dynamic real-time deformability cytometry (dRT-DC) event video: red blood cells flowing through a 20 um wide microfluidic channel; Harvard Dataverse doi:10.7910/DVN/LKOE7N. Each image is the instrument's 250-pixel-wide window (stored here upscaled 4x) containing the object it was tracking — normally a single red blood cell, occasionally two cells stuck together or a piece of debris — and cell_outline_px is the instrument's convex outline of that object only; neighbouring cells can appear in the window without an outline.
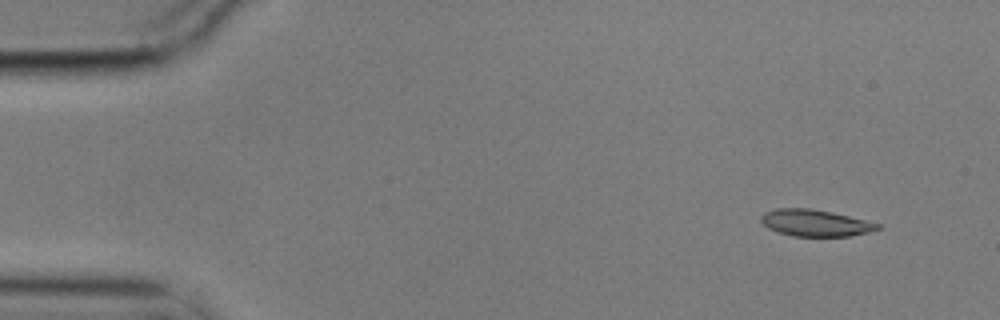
{"species": "common noctule bat (a hibernating species)", "species_latin": "Nyctalus noctula", "temperature_condition": "cold", "stored_images_in_passage": 4, "camera_frame_rate_fps": 3000, "um_per_image_px": 0.085, "animal": {"sex": "male", "body_mass_g": 17.9}, "frame": {"image": 1, "passage_image": 1, "time_ms": 0.0, "image_size_px": [1000, 320], "cell_outline_px": [[880, 228], [868, 232], [848, 236], [792, 236], [768, 228], [760, 220], [760, 216], [764, 212], [772, 208], [812, 208], [832, 212], [880, 224]], "centroid_in_image_um": [69.24, 18.93], "position_along_channel_um": 15.8, "area_um2": 18.03}}
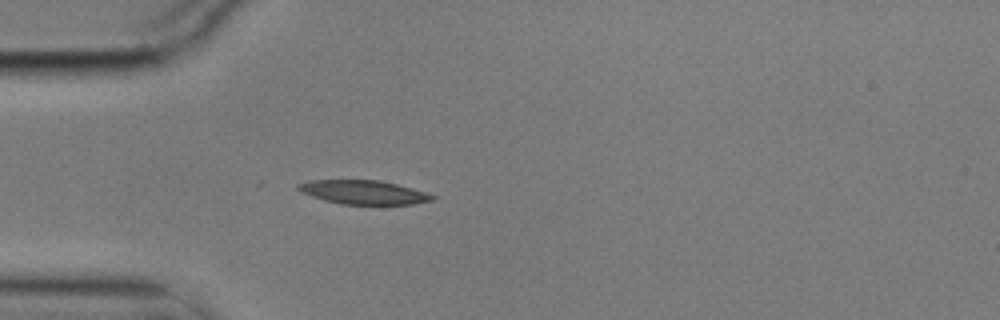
{"frame": {"image": 2, "passage_image": 4, "time_ms": 1.0, "image_size_px": [1000, 320], "cell_outline_px": [[436, 196], [432, 200], [416, 204], [340, 204], [324, 200], [300, 192], [296, 188], [296, 184], [308, 180], [380, 180], [412, 188]], "centroid_in_image_um": [30.85, 16.34], "position_along_channel_um": 54.1, "area_um2": 18.67}}